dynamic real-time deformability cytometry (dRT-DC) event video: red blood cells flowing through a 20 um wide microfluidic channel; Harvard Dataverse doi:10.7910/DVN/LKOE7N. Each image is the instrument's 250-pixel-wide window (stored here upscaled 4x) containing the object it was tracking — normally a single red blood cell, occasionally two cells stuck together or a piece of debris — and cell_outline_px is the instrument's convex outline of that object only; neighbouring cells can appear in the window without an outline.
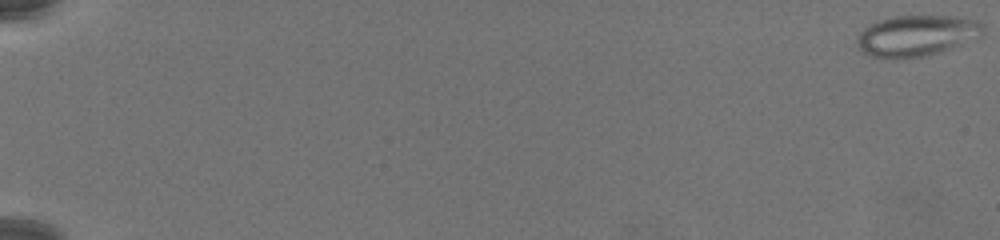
{"species": "common noctule bat (a hibernating species)", "species_latin": "Nyctalus noctula", "temperature_condition": "warm", "stored_images_in_passage": 77, "camera_frame_rate_fps": 3000, "um_per_image_px": 0.085, "animal": {"sex": "female", "body_mass_g": 19.5, "forearm_length_mm": 54.1}, "frame": {"image": 1, "passage_image": 1, "time_ms": 0.0, "image_size_px": [1000, 240], "cell_outline_px": [[984, 32], [980, 36], [952, 48], [924, 56], [872, 56], [864, 52], [856, 44], [856, 40], [860, 32], [864, 28], [880, 20], [892, 16], [956, 16], [980, 20], [984, 24]], "centroid_in_image_um": [77.98, 2.98], "position_along_channel_um": 7.0, "area_um2": 29.54}}
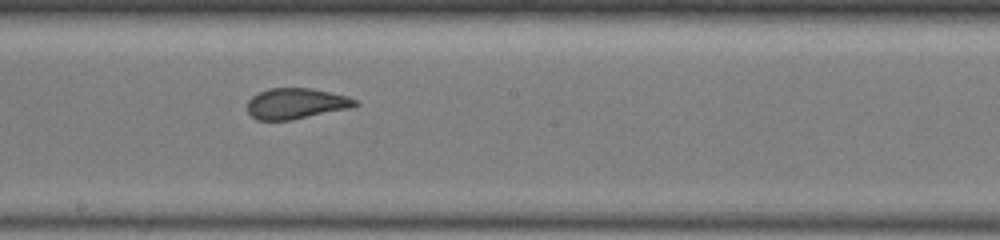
{"frame": {"image": 2, "passage_image": 47, "time_ms": 15.333, "image_size_px": [1000, 240], "cell_outline_px": [[360, 104], [352, 108], [292, 120], [256, 120], [248, 112], [248, 100], [252, 96], [268, 88], [312, 88], [348, 96], [356, 100]], "centroid_in_image_um": [25.19, 8.8], "position_along_channel_um": 223.0, "area_um2": 19.48}}
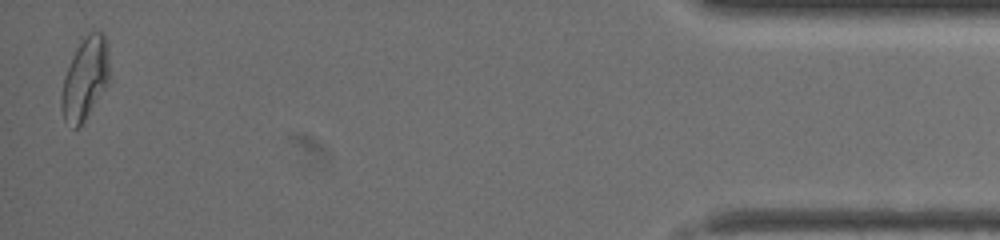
{"frame": {"image": 3, "passage_image": 76, "time_ms": 25.0, "image_size_px": [1000, 240], "cell_outline_px": [[108, 84], [84, 120], [76, 128], [72, 128], [64, 124], [60, 108], [60, 96], [64, 76], [72, 56], [76, 48], [88, 32], [104, 32], [108, 48]], "centroid_in_image_um": [7.19, 6.71], "position_along_channel_um": 428.0, "area_um2": 23.06}}